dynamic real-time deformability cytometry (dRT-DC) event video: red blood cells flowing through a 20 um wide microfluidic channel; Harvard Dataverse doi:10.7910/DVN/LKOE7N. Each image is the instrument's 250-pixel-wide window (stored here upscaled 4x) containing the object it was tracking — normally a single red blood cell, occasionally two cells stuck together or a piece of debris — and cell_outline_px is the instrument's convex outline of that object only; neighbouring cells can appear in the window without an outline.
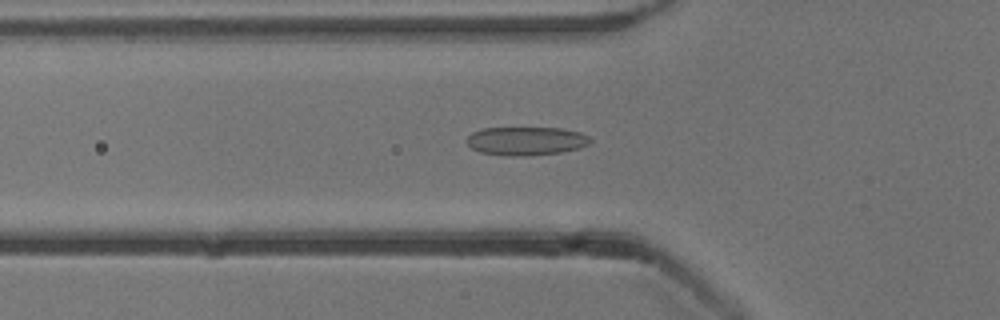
{"species": "common noctule bat (a hibernating species)", "species_latin": "Nyctalus noctula", "temperature_condition": "cold", "stored_images_in_passage": 53, "camera_frame_rate_fps": 3000, "um_per_image_px": 0.085, "animal": {"sex": "male", "body_mass_g": 13.3}, "frame": {"image": 1, "passage_image": 18, "time_ms": 5.667, "image_size_px": [1000, 320], "cell_outline_px": [[592, 140], [588, 144], [580, 148], [560, 152], [528, 156], [500, 156], [480, 152], [472, 148], [468, 144], [468, 136], [472, 132], [480, 128], [560, 128], [580, 132], [588, 136]], "centroid_in_image_um": [44.71, 11.99], "position_along_channel_um": 81.1, "area_um2": 20.63}}
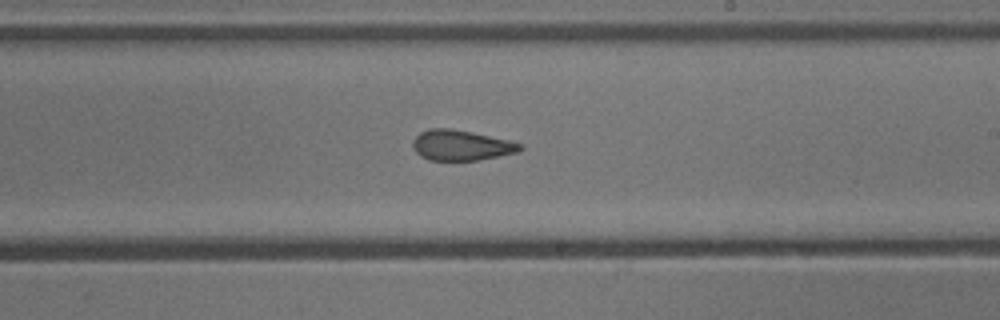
{"frame": {"image": 2, "passage_image": 31, "time_ms": 10.0, "image_size_px": [1000, 320], "cell_outline_px": [[524, 148], [520, 152], [476, 160], [428, 160], [420, 156], [416, 152], [412, 144], [412, 140], [420, 132], [428, 128], [452, 128], [472, 132], [508, 140], [524, 144]], "centroid_in_image_um": [39.2, 12.34], "position_along_channel_um": 249.8, "area_um2": 19.13}}
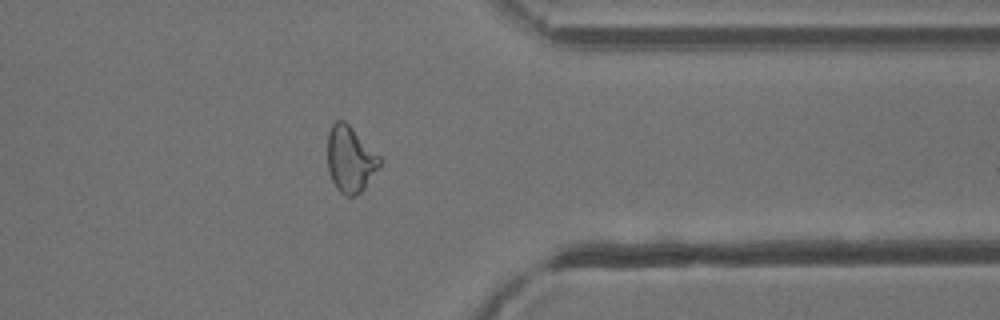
{"frame": {"image": 3, "passage_image": 42, "time_ms": 13.667, "image_size_px": [1000, 320], "cell_outline_px": [[384, 160], [364, 188], [356, 196], [344, 196], [336, 188], [332, 180], [328, 168], [328, 132], [332, 124], [336, 120], [344, 120]], "centroid_in_image_um": [29.78, 13.54], "position_along_channel_um": 381.6, "area_um2": 20.06}, "authors_computed_cell_mechanics": {"area_um2": 20.6346, "velocity_mm_per_s": 3.8672, "shape_relaxation_time_tau1_ms": null, "shape_relaxation_time_tau2_ms": 1.6324, "deformation_change_tau1": null, "deformation_change_tau2": 0.0751}}